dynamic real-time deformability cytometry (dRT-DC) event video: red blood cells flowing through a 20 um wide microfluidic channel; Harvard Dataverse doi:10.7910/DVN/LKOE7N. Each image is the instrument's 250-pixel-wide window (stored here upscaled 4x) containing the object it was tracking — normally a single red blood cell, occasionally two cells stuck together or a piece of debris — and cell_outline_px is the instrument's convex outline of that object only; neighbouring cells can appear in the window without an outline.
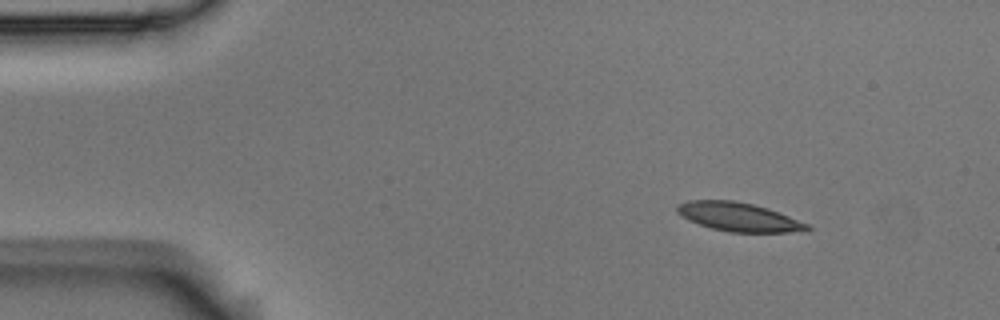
{"species": "Egyptian fruit bat (a non-hibernating species)", "species_latin": "Rousettus aegyptiacus", "temperature_condition": "room temperature", "stored_images_in_passage": 3, "camera_frame_rate_fps": 3000, "um_per_image_px": 0.085, "animal": {"sex": "male"}, "frame": {"image": 1, "passage_image": 1, "time_ms": 0.0, "image_size_px": [1000, 320], "cell_outline_px": [[812, 228], [808, 232], [728, 232], [712, 228], [688, 220], [676, 212], [676, 204], [688, 200], [732, 200], [752, 204], [768, 208], [808, 224]], "centroid_in_image_um": [62.79, 18.44], "position_along_channel_um": 22.2, "area_um2": 21.85}}